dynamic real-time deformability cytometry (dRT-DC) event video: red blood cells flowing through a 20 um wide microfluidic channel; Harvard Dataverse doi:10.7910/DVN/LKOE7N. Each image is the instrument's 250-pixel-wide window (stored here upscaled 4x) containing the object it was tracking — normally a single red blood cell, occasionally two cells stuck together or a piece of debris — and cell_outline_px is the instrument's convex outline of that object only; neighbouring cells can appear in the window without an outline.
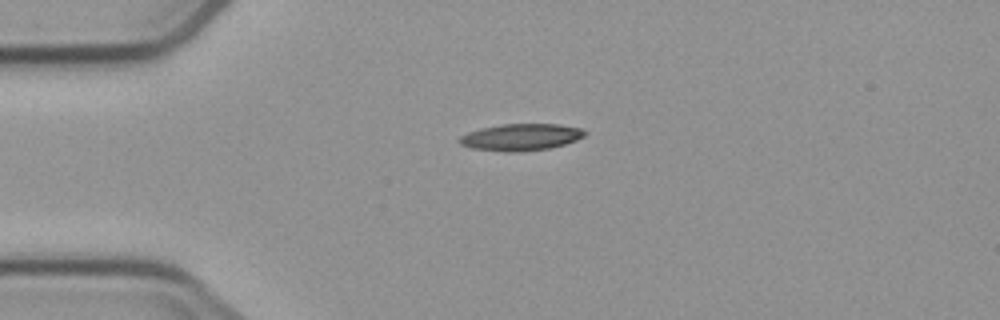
{"species": "common noctule bat (a hibernating species)", "species_latin": "Nyctalus noctula", "temperature_condition": "cold", "stored_images_in_passage": 2, "camera_frame_rate_fps": 3000, "um_per_image_px": 0.085, "animal": {"sex": "male", "body_mass_g": 23.1, "forearm_length_mm": 52.7}, "frame": {"image": 1, "passage_image": 2, "time_ms": 1.0, "image_size_px": [1000, 320], "cell_outline_px": [[588, 132], [584, 136], [576, 140], [564, 144], [548, 148], [516, 152], [504, 152], [472, 148], [460, 144], [456, 140], [460, 136], [468, 132], [484, 128], [504, 124], [556, 124], [580, 128]], "centroid_in_image_um": [44.26, 11.66], "position_along_channel_um": 40.7, "area_um2": 19.42}}